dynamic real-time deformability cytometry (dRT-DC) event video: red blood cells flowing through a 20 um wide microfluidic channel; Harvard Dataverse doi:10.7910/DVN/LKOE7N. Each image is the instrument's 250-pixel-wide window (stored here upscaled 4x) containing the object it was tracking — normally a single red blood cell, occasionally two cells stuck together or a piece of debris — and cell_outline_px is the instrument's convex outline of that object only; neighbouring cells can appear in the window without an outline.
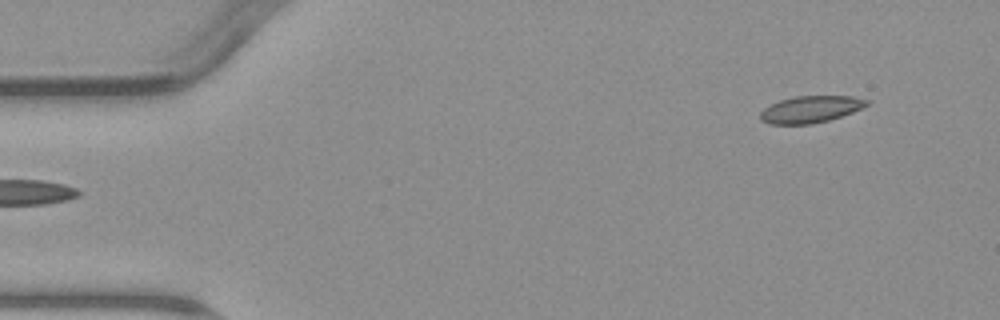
{"species": "common noctule bat (a hibernating species)", "species_latin": "Nyctalus noctula", "temperature_condition": "warm", "stored_images_in_passage": 5, "segment_of_instrument_passage": [2, 2], "camera_frame_rate_fps": 3000, "um_per_image_px": 0.085, "animal": {"sex": "male", "body_mass_g": 23.1, "forearm_length_mm": 52.7}, "frame": {"image": 1, "passage_image": 5, "time_ms": 5.0, "image_size_px": [1000, 320], "cell_outline_px": [[868, 104], [852, 112], [828, 120], [812, 124], [772, 124], [760, 120], [760, 112], [764, 108], [780, 100], [792, 96], [852, 96], [868, 100]], "centroid_in_image_um": [68.86, 9.29], "position_along_channel_um": 16.1, "area_um2": 16.47}}